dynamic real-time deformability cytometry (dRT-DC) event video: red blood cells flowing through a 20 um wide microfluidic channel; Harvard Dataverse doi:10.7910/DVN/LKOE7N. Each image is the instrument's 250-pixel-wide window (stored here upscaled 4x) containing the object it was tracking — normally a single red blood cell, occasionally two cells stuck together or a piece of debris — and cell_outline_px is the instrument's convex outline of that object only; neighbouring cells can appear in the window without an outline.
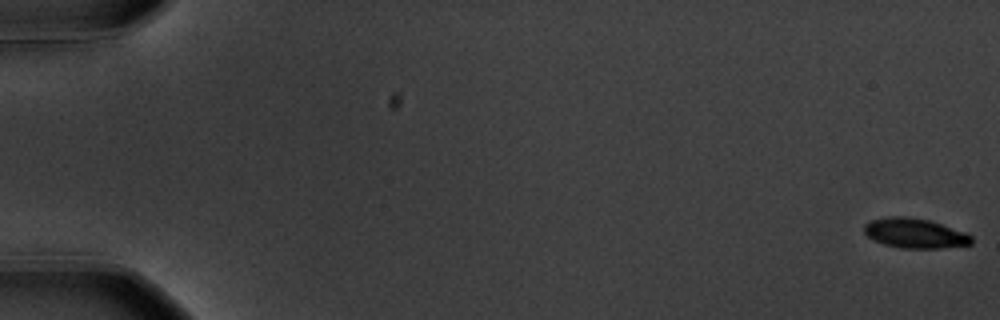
{"species": "common noctule bat (a hibernating species)", "species_latin": "Nyctalus noctula", "temperature_condition": "warm", "stored_images_in_passage": 17, "camera_frame_rate_fps": 3000, "um_per_image_px": 0.085, "animal": {"sex": "male", "body_mass_g": 20.1, "forearm_length_mm": 53.5}, "frame": {"image": 1, "passage_image": 1, "time_ms": 0.0, "image_size_px": [1000, 320], "cell_outline_px": [[972, 244], [940, 248], [900, 248], [884, 244], [872, 240], [864, 232], [864, 224], [872, 220], [888, 216], [904, 216], [928, 220], [964, 232], [972, 236]], "centroid_in_image_um": [77.73, 19.83], "position_along_channel_um": 7.3, "area_um2": 18.5}}
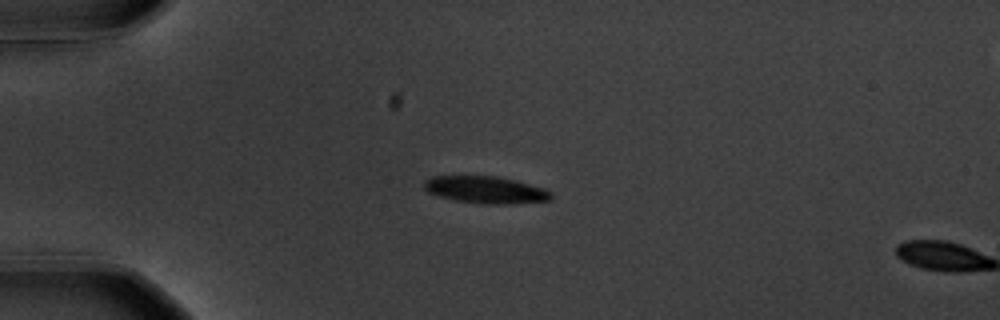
{"frame": {"image": 2, "passage_image": 16, "time_ms": 5.0, "image_size_px": [1000, 320], "cell_outline_px": [[552, 200], [508, 204], [488, 204], [456, 200], [440, 196], [428, 192], [424, 188], [424, 180], [432, 176], [496, 176], [544, 188], [552, 196]], "centroid_in_image_um": [41.25, 16.13], "position_along_channel_um": 43.7, "area_um2": 19.71}}